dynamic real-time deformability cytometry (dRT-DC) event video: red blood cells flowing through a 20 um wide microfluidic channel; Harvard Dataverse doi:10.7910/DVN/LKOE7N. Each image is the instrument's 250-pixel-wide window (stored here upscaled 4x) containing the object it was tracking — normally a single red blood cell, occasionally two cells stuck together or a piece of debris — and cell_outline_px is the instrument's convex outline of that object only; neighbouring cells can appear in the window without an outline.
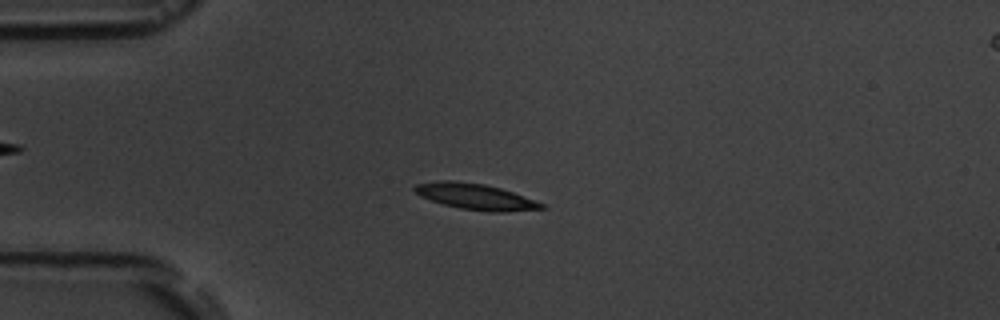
{"species": "common noctule bat (a hibernating species)", "species_latin": "Nyctalus noctula", "temperature_condition": "room temperature", "stored_images_in_passage": 16, "camera_frame_rate_fps": 3000, "um_per_image_px": 0.085, "animal": {"sex": "male", "body_mass_g": 19.5, "forearm_length_mm": 54.6}, "frame": {"image": 1, "passage_image": 4, "time_ms": 3.333, "image_size_px": [1000, 320], "cell_outline_px": [[548, 208], [504, 212], [488, 212], [460, 208], [444, 204], [420, 196], [412, 188], [416, 184], [440, 180], [452, 180], [484, 184], [500, 188], [512, 192], [544, 204]], "centroid_in_image_um": [40.41, 16.71], "position_along_channel_um": 44.6, "area_um2": 19.02}}
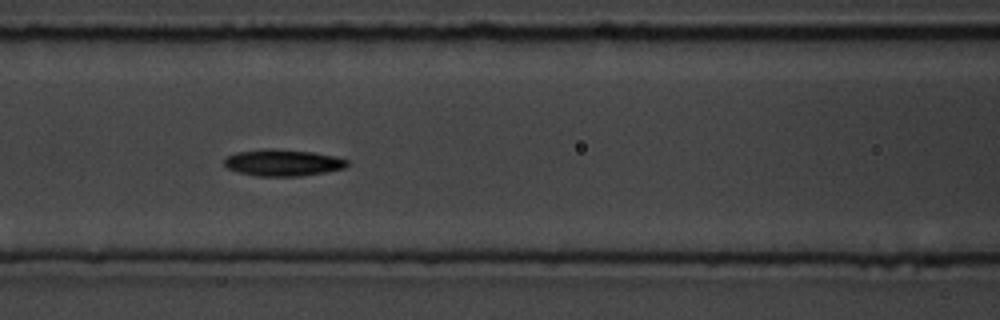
{"frame": {"image": 2, "passage_image": 7, "time_ms": 6.667, "image_size_px": [1000, 320], "cell_outline_px": [[348, 164], [344, 168], [324, 172], [300, 176], [256, 176], [240, 172], [228, 168], [224, 164], [224, 160], [228, 156], [236, 152], [264, 148], [272, 148], [312, 152], [336, 156], [348, 160]], "centroid_in_image_um": [24.04, 13.82], "position_along_channel_um": 142.6, "area_um2": 19.02}}
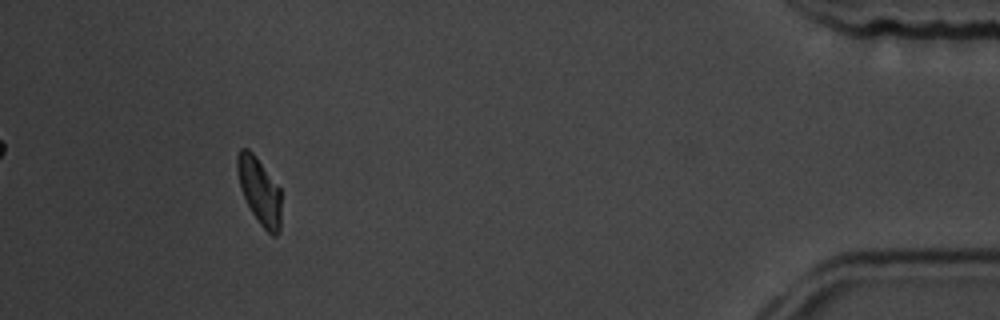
{"frame": {"image": 3, "passage_image": 15, "time_ms": 16.0, "image_size_px": [1000, 320], "cell_outline_px": [[280, 228], [276, 236], [272, 236], [260, 224], [252, 212], [240, 188], [236, 168], [236, 156], [240, 148], [248, 148], [256, 156], [280, 188]], "centroid_in_image_um": [22.04, 16.19], "position_along_channel_um": 413.2, "area_um2": 16.99}, "authors_computed_cell_mechanics": {"area_um2": 17.9758, "velocity_mm_per_s": 3.58, "shape_relaxation_time_tau1_ms": 2.7728, "shape_relaxation_time_tau2_ms": null, "deformation_change_tau1": 0.1001, "deformation_change_tau2": null}}